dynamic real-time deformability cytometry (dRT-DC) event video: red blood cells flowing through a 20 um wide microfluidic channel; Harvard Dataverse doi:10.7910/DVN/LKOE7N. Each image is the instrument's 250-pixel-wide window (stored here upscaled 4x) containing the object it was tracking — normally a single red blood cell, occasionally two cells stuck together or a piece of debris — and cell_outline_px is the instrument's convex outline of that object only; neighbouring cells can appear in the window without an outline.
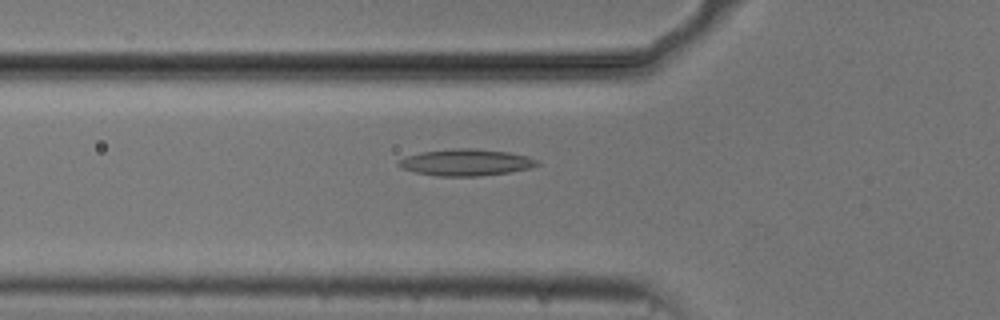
{"species": "common noctule bat (a hibernating species)", "species_latin": "Nyctalus noctula", "temperature_condition": "cold", "stored_images_in_passage": 41, "camera_frame_rate_fps": 3000, "um_per_image_px": 0.085, "animal": {"sex": "male", "body_mass_g": 20.5, "forearm_length_mm": 52.5}, "frame": {"image": 1, "passage_image": 6, "time_ms": 1.667, "image_size_px": [1000, 320], "cell_outline_px": [[540, 164], [528, 168], [508, 172], [480, 176], [436, 176], [416, 172], [400, 168], [396, 164], [396, 160], [420, 152], [452, 148], [472, 148], [508, 152], [528, 156], [540, 160]], "centroid_in_image_um": [39.58, 13.8], "position_along_channel_um": 86.2, "area_um2": 21.62}}
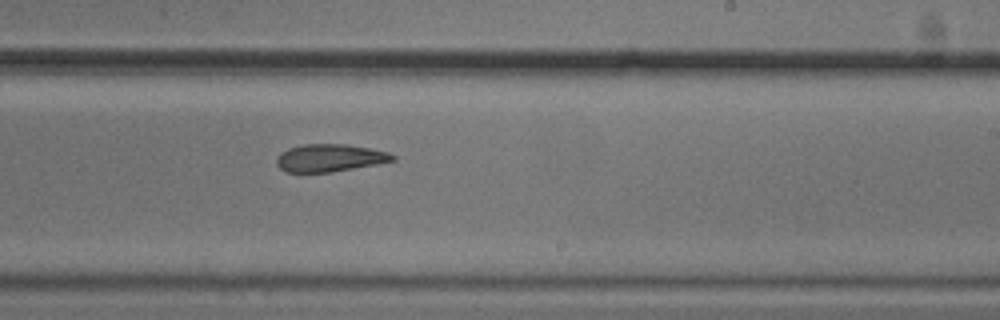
{"frame": {"image": 2, "passage_image": 20, "time_ms": 6.333, "image_size_px": [1000, 320], "cell_outline_px": [[396, 160], [376, 164], [332, 172], [284, 172], [276, 164], [276, 156], [280, 152], [288, 148], [304, 144], [348, 144], [388, 152], [396, 156]], "centroid_in_image_um": [27.99, 13.42], "position_along_channel_um": 261.0, "area_um2": 18.73}}
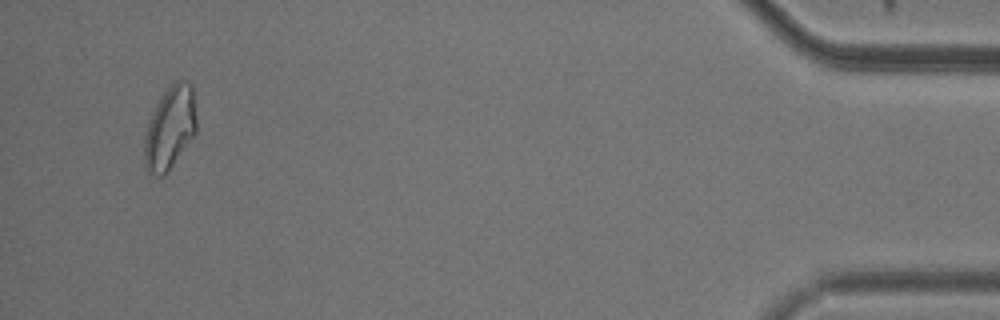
{"frame": {"image": 3, "passage_image": 39, "time_ms": 12.667, "image_size_px": [1000, 320], "cell_outline_px": [[196, 132], [168, 172], [164, 176], [156, 176], [148, 172], [144, 164], [144, 140], [148, 124], [152, 112], [156, 104], [172, 80], [188, 80], [192, 84], [196, 116]], "centroid_in_image_um": [14.45, 10.85], "position_along_channel_um": 420.8, "area_um2": 25.37}, "authors_computed_cell_mechanics": {"area_um2": 20.6346, "velocity_mm_per_s": 3.7327, "shape_relaxation_time_tau1_ms": 9.9407, "shape_relaxation_time_tau2_ms": 3.1957, "deformation_change_tau1": 0.1537, "deformation_change_tau2": 0.1109}}